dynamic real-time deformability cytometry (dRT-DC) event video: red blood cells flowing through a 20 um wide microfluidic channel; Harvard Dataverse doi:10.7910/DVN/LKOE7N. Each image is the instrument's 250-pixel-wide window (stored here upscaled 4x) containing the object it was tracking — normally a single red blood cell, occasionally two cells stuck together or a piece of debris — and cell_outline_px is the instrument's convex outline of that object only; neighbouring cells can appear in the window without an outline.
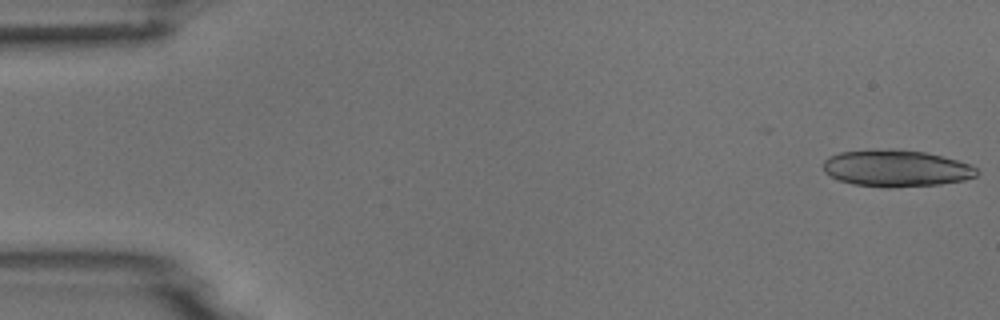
{"species": "common noctule bat (a hibernating species)", "species_latin": "Nyctalus noctula", "temperature_condition": "room temperature", "stored_images_in_passage": 21, "camera_frame_rate_fps": 3000, "um_per_image_px": 0.085, "animal": {"sex": "male", "body_mass_g": 18.8}, "frame": {"image": 1, "passage_image": 1, "time_ms": 0.0, "image_size_px": [1000, 320], "cell_outline_px": [[980, 172], [976, 176], [964, 180], [940, 184], [888, 188], [852, 184], [840, 180], [824, 172], [824, 160], [828, 156], [840, 152], [892, 148], [924, 152], [972, 164]], "centroid_in_image_um": [76.19, 14.31], "position_along_channel_um": 8.8, "area_um2": 32.95}}
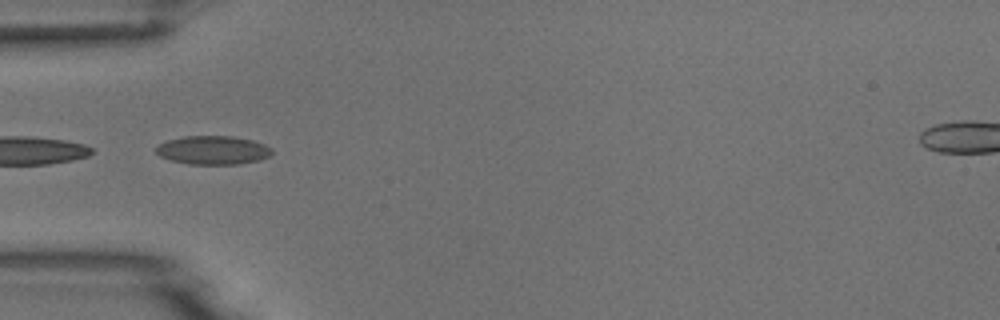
{"frame": {"image": 2, "passage_image": 17, "time_ms": 5.333, "image_size_px": [1000, 320], "cell_outline_px": [[272, 152], [268, 156], [260, 160], [240, 164], [188, 164], [172, 160], [160, 156], [156, 152], [156, 148], [160, 144], [168, 140], [184, 136], [232, 136], [252, 140], [264, 144], [272, 148]], "centroid_in_image_um": [18.12, 12.76], "position_along_channel_um": 66.9, "area_um2": 19.25}}